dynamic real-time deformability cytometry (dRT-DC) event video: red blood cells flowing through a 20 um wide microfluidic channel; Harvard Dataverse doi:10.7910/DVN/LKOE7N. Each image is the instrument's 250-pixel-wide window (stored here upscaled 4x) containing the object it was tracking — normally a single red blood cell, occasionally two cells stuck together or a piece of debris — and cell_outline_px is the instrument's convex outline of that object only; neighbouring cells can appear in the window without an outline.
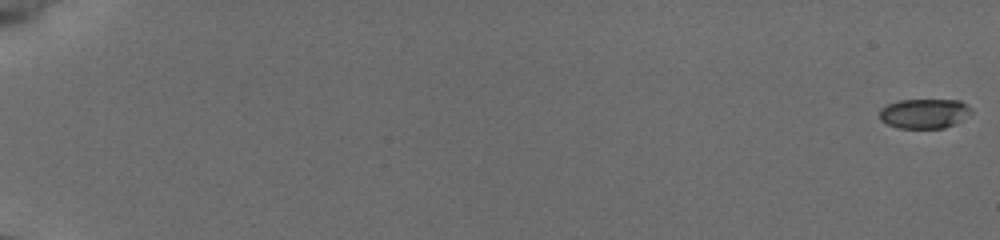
{"species": "common noctule bat (a hibernating species)", "species_latin": "Nyctalus noctula", "temperature_condition": "cold", "stored_images_in_passage": 57, "camera_frame_rate_fps": 3000, "um_per_image_px": 0.085, "animal": {"sex": "female", "body_mass_g": 19.5, "forearm_length_mm": 54.1}, "frame": {"image": 1, "passage_image": 1, "time_ms": 0.0, "image_size_px": [1000, 240], "cell_outline_px": [[972, 112], [956, 124], [944, 128], [896, 128], [880, 120], [880, 108], [888, 104], [900, 100], [960, 100], [968, 104], [972, 108]], "centroid_in_image_um": [78.59, 9.65], "position_along_channel_um": 6.4, "area_um2": 16.01}}
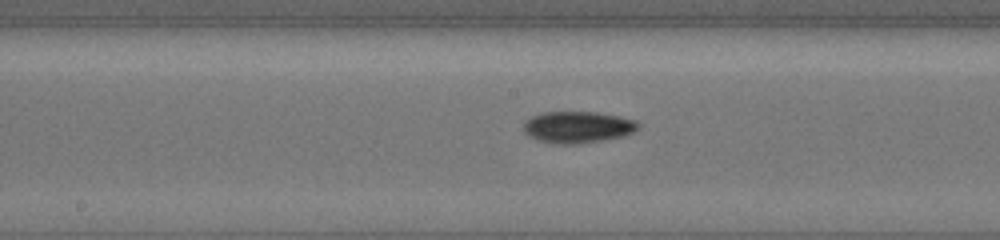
{"frame": {"image": 2, "passage_image": 33, "time_ms": 10.667, "image_size_px": [1000, 240], "cell_outline_px": [[640, 124], [632, 132], [624, 136], [604, 140], [576, 144], [552, 144], [536, 140], [528, 136], [524, 132], [524, 120], [532, 116], [544, 112], [596, 112], [616, 116], [632, 120]], "centroid_in_image_um": [49.03, 10.82], "position_along_channel_um": 199.2, "area_um2": 21.1}}
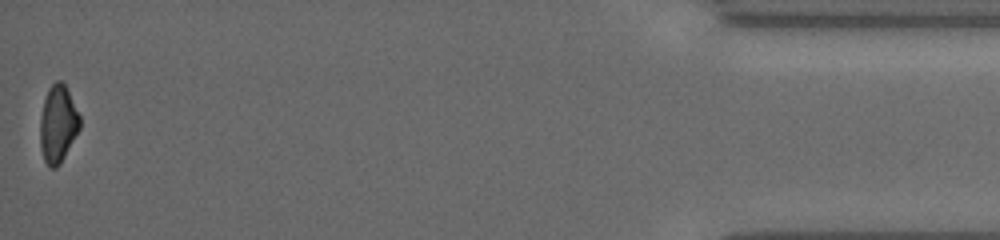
{"frame": {"image": 3, "passage_image": 57, "time_ms": 18.667, "image_size_px": [1000, 240], "cell_outline_px": [[80, 128], [60, 164], [56, 168], [48, 168], [44, 160], [40, 148], [40, 116], [44, 100], [48, 88], [56, 80], [60, 80], [64, 84], [80, 116]], "centroid_in_image_um": [4.9, 10.57], "position_along_channel_um": 430.3, "area_um2": 17.86}, "authors_computed_cell_mechanics": {"area_um2": 18.6116, "velocity_mm_per_s": 3.8411, "shape_relaxation_time_tau1_ms": 1.8513, "shape_relaxation_time_tau2_ms": 9.0533, "deformation_change_tau1": 0.1176, "deformation_change_tau2": 0.1425}}